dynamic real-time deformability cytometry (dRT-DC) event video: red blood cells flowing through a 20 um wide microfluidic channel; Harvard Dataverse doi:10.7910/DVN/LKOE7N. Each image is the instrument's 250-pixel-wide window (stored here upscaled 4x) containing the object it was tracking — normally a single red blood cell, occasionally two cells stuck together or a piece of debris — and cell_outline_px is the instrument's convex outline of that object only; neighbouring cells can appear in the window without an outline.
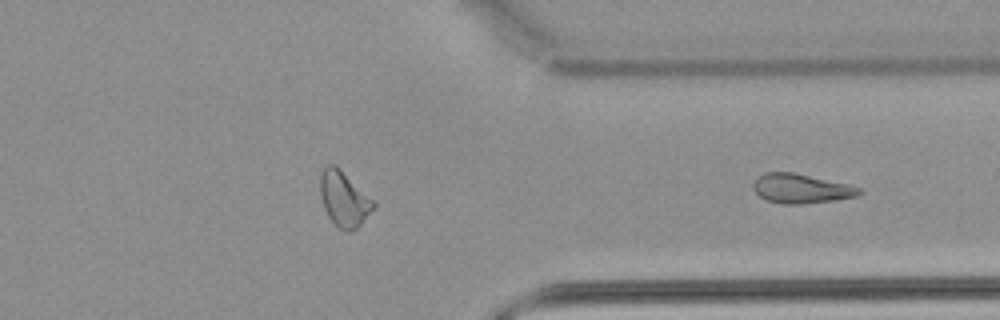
{"species": "common noctule bat (a hibernating species)", "species_latin": "Nyctalus noctula", "temperature_condition": "warm", "stored_images_in_passage": 22, "camera_frame_rate_fps": 3000, "um_per_image_px": 0.085, "animal": {"sex": "male", "body_mass_g": 21.5, "forearm_length_mm": 52.0}, "frame": {"image": 1, "passage_image": 22, "time_ms": 7.0, "image_size_px": [1000, 320], "cell_outline_px": [[864, 192], [856, 196], [832, 200], [804, 204], [784, 204], [764, 200], [756, 192], [752, 184], [764, 172], [792, 172], [848, 184], [864, 188]], "centroid_in_image_um": [68.12, 16.03], "position_along_channel_um": 343.3, "area_um2": 18.09}}